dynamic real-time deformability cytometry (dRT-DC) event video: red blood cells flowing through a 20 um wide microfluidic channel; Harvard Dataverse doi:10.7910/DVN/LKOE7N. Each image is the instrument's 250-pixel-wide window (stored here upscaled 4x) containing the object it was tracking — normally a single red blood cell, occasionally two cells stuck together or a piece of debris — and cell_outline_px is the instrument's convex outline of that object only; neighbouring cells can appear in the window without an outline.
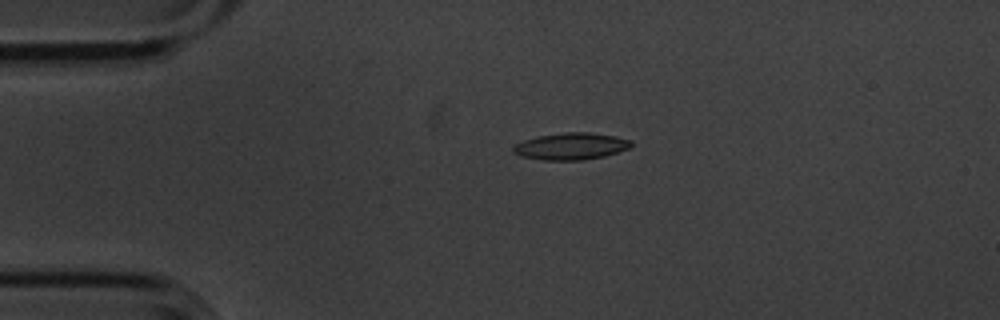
{"species": "common noctule bat (a hibernating species)", "species_latin": "Nyctalus noctula", "temperature_condition": "cold", "stored_images_in_passage": 3, "camera_frame_rate_fps": 3000, "um_per_image_px": 0.085, "animal": {"sex": "male", "body_mass_g": 20.1, "forearm_length_mm": 53.5}, "frame": {"image": 1, "passage_image": 1, "time_ms": 0.0, "image_size_px": [1000, 320], "cell_outline_px": [[632, 144], [628, 148], [604, 156], [584, 160], [544, 160], [520, 156], [512, 152], [512, 148], [516, 144], [524, 140], [536, 136], [564, 132], [588, 132], [616, 136], [632, 140]], "centroid_in_image_um": [48.51, 12.43], "position_along_channel_um": 36.5, "area_um2": 18.5}}
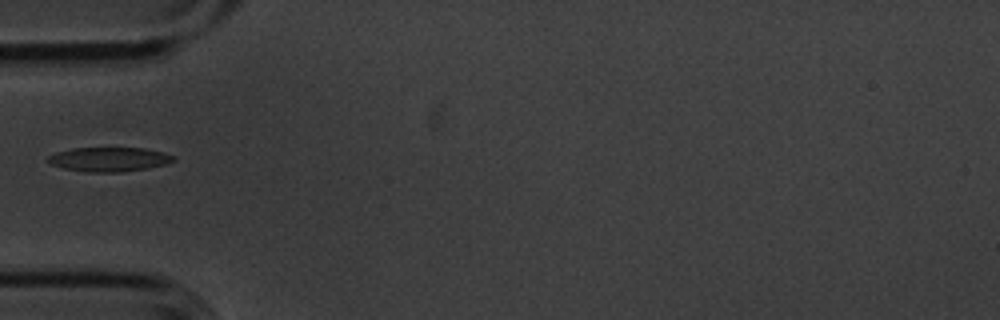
{"frame": {"image": 2, "passage_image": 2, "time_ms": 0.333, "image_size_px": [1000, 320], "cell_outline_px": [[176, 160], [164, 164], [148, 168], [124, 172], [88, 172], [64, 168], [52, 164], [44, 160], [48, 156], [56, 152], [72, 148], [144, 148], [164, 152], [176, 156]], "centroid_in_image_um": [9.28, 13.54], "position_along_channel_um": 75.7, "area_um2": 17.86}}
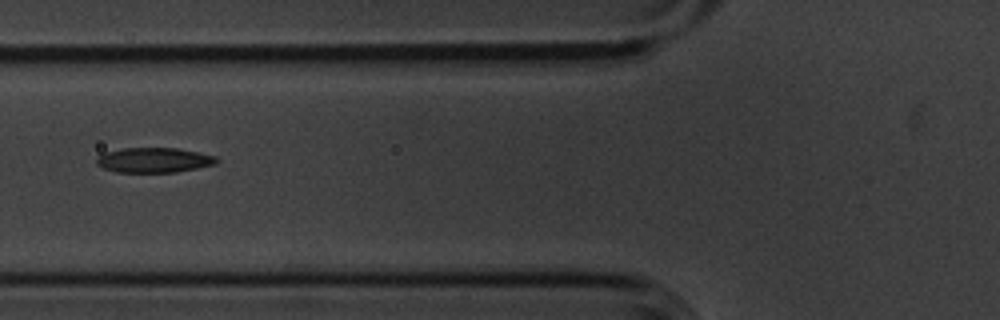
{"frame": {"image": 3, "passage_image": 3, "time_ms": 0.667, "image_size_px": [1000, 320], "cell_outline_px": [[216, 164], [176, 172], [116, 172], [104, 168], [96, 164], [96, 156], [104, 152], [124, 148], [176, 148], [216, 156]], "centroid_in_image_um": [13.03, 13.61], "position_along_channel_um": 112.8, "area_um2": 17.34}}